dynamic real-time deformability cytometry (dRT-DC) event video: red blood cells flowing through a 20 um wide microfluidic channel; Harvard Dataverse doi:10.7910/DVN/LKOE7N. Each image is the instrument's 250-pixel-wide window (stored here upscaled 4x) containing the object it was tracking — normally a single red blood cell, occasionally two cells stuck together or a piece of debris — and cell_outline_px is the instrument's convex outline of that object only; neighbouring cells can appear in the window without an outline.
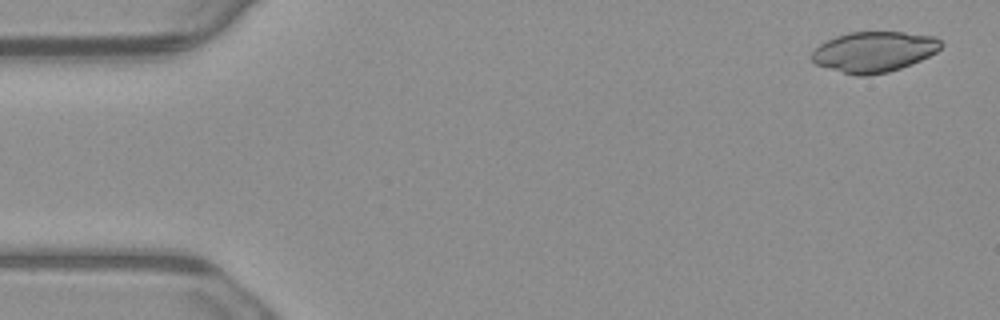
{"species": "common noctule bat (a hibernating species)", "species_latin": "Nyctalus noctula", "temperature_condition": "warm", "stored_images_in_passage": 5, "camera_frame_rate_fps": 3000, "um_per_image_px": 0.085, "animal": {"sex": "male", "body_mass_g": 23.1, "forearm_length_mm": 52.7}, "frame": {"image": 1, "passage_image": 1, "time_ms": 0.0, "image_size_px": [1000, 320], "cell_outline_px": [[944, 44], [936, 52], [912, 64], [888, 72], [868, 76], [856, 76], [828, 68], [816, 64], [808, 56], [820, 44], [836, 36], [848, 32], [904, 32], [936, 36]], "centroid_in_image_um": [74.29, 4.4], "position_along_channel_um": 10.7, "area_um2": 30.63}}